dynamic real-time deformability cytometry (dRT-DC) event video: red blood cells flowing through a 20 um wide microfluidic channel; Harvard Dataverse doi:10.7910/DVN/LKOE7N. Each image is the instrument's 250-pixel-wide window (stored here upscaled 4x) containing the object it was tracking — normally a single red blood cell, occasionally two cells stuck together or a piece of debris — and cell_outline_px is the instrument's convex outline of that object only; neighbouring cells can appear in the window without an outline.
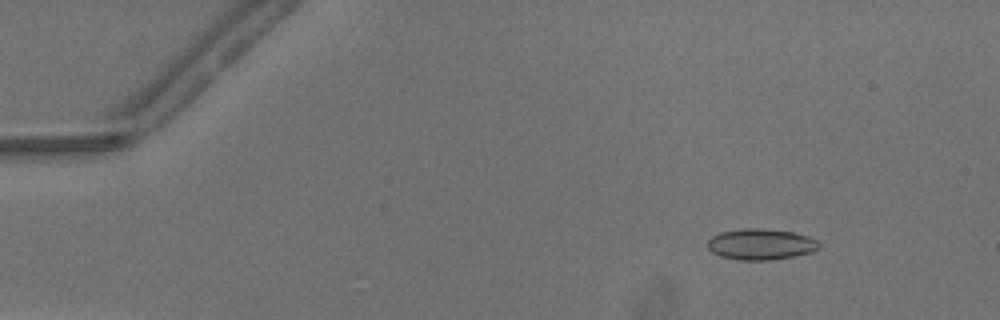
{"species": "common noctule bat (a hibernating species)", "species_latin": "Nyctalus noctula", "temperature_condition": "warm", "stored_images_in_passage": 42, "camera_frame_rate_fps": 3000, "um_per_image_px": 0.085, "animal": {"sex": "male", "body_mass_g": 13.3}, "frame": {"image": 1, "passage_image": 7, "time_ms": 2.0, "image_size_px": [1000, 320], "cell_outline_px": [[820, 248], [812, 252], [792, 256], [768, 260], [736, 260], [720, 256], [712, 252], [708, 248], [708, 240], [712, 236], [720, 232], [740, 228], [760, 228], [792, 232], [808, 236], [816, 240], [820, 244]], "centroid_in_image_um": [64.65, 20.76], "position_along_channel_um": 20.4, "area_um2": 20.17}}
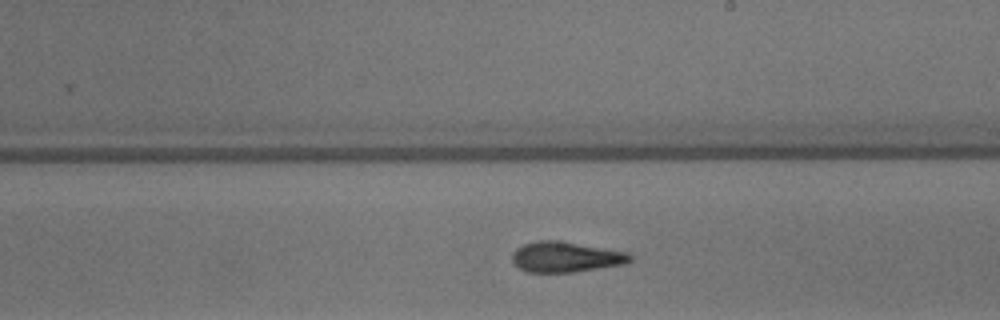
{"frame": {"image": 2, "passage_image": 30, "time_ms": 9.667, "image_size_px": [1000, 320], "cell_outline_px": [[632, 260], [624, 264], [572, 272], [528, 272], [520, 268], [512, 260], [512, 252], [516, 248], [524, 244], [536, 240], [556, 240], [628, 252], [632, 256]], "centroid_in_image_um": [48.07, 21.83], "position_along_channel_um": 240.9, "area_um2": 20.75}}
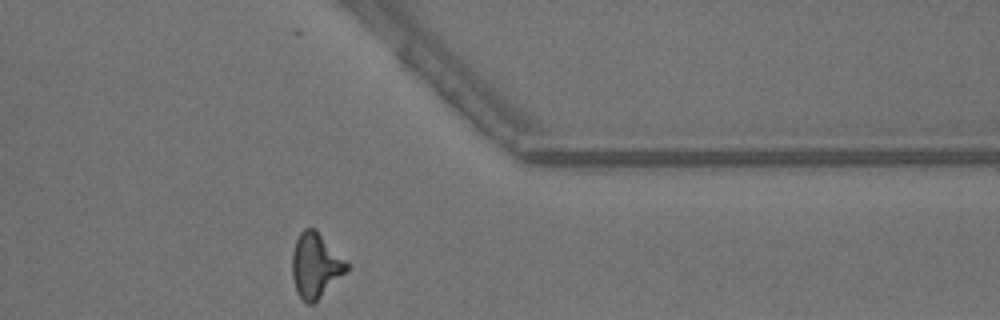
{"frame": {"image": 3, "passage_image": 41, "time_ms": 13.333, "image_size_px": [1000, 320], "cell_outline_px": [[352, 264], [312, 304], [308, 304], [296, 292], [292, 276], [292, 252], [296, 240], [300, 232], [304, 228], [316, 228]], "centroid_in_image_um": [26.83, 22.49], "position_along_channel_um": 384.6, "area_um2": 20.58}, "authors_computed_cell_mechanics": {"area_um2": 20.23, "velocity_mm_per_s": 4.206, "shape_relaxation_time_tau1_ms": 3.8782, "shape_relaxation_time_tau2_ms": 2.4353, "deformation_change_tau1": 0.1636, "deformation_change_tau2": 0.134}}